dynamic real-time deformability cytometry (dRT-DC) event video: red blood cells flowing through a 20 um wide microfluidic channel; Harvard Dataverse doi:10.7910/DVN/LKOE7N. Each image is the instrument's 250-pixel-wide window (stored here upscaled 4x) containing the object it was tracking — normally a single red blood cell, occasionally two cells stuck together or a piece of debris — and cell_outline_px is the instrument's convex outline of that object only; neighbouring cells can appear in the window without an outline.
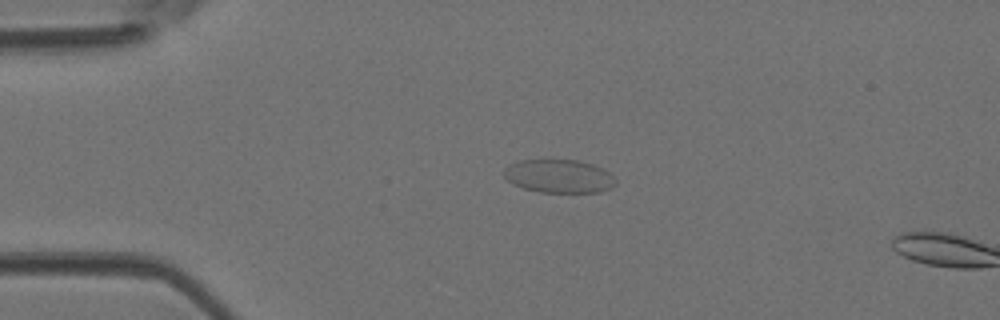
{"species": "Egyptian fruit bat (a non-hibernating species)", "species_latin": "Rousettus aegyptiacus", "temperature_condition": "room temperature", "stored_images_in_passage": 37, "camera_frame_rate_fps": 3000, "um_per_image_px": 0.085, "animal": {"sex": "female"}, "frame": {"image": 1, "passage_image": 1, "time_ms": 0.0, "image_size_px": [1000, 320], "cell_outline_px": [[616, 184], [612, 188], [600, 192], [540, 192], [524, 188], [512, 184], [504, 176], [504, 168], [520, 160], [580, 160], [592, 164], [608, 172], [616, 180]], "centroid_in_image_um": [47.52, 14.98], "position_along_channel_um": 37.5, "area_um2": 21.62}}
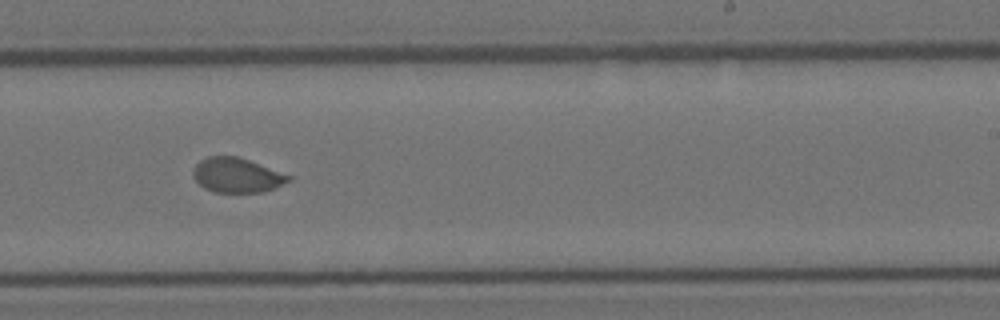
{"frame": {"image": 2, "passage_image": 19, "time_ms": 6.0, "image_size_px": [1000, 320], "cell_outline_px": [[292, 180], [276, 188], [264, 192], [212, 192], [204, 188], [192, 176], [192, 168], [200, 160], [208, 156], [236, 156], [248, 160], [292, 176]], "centroid_in_image_um": [20.12, 14.9], "position_along_channel_um": 268.9, "area_um2": 19.36}}
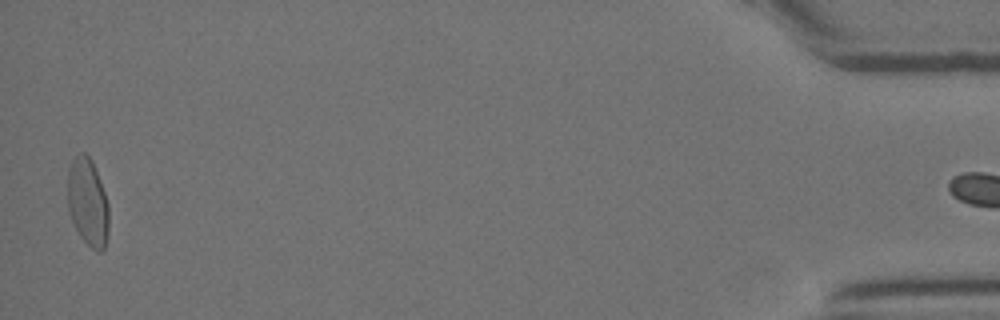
{"frame": {"image": 3, "passage_image": 36, "time_ms": 11.667, "image_size_px": [1000, 320], "cell_outline_px": [[108, 236], [104, 248], [100, 252], [96, 252], [80, 236], [68, 212], [68, 172], [72, 160], [80, 152], [84, 152], [92, 160], [104, 192], [108, 204]], "centroid_in_image_um": [7.46, 17.2], "position_along_channel_um": 427.7, "area_um2": 20.92}}